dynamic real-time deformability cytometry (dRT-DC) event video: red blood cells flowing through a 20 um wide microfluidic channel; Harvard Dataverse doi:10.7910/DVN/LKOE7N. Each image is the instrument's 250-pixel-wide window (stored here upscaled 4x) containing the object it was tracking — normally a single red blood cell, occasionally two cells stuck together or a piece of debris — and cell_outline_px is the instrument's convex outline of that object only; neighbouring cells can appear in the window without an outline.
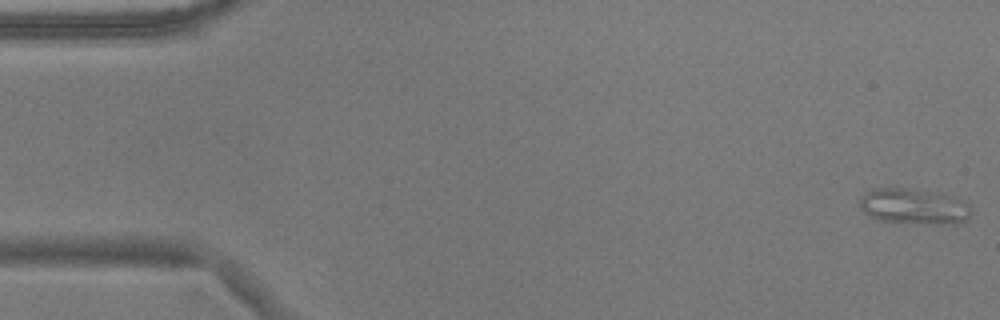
{"species": "common noctule bat (a hibernating species)", "species_latin": "Nyctalus noctula", "temperature_condition": "warm", "stored_images_in_passage": 54, "camera_frame_rate_fps": 3000, "um_per_image_px": 0.085, "animal": {"sex": "male", "body_mass_g": 17.9}, "frame": {"image": 1, "passage_image": 1, "time_ms": 0.0, "image_size_px": [1000, 320], "cell_outline_px": [[972, 216], [968, 220], [956, 224], [928, 224], [876, 220], [868, 216], [856, 204], [864, 192], [872, 188], [904, 188], [936, 192], [948, 196], [968, 204], [972, 208]], "centroid_in_image_um": [77.64, 17.56], "position_along_channel_um": 7.4, "area_um2": 23.58}}
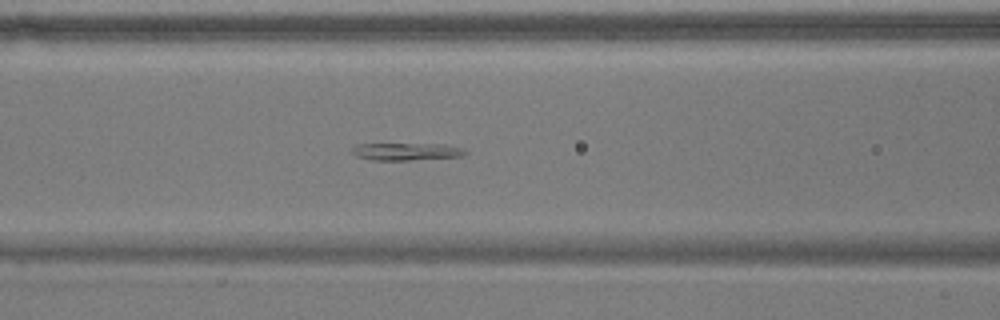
{"frame": {"image": 2, "passage_image": 22, "time_ms": 7.0, "image_size_px": [1000, 320], "cell_outline_px": [[468, 152], [460, 156], [412, 160], [372, 160], [356, 156], [348, 152], [356, 144], [444, 144], [464, 148]], "centroid_in_image_um": [34.49, 12.88], "position_along_channel_um": 132.1, "area_um2": 11.56}}
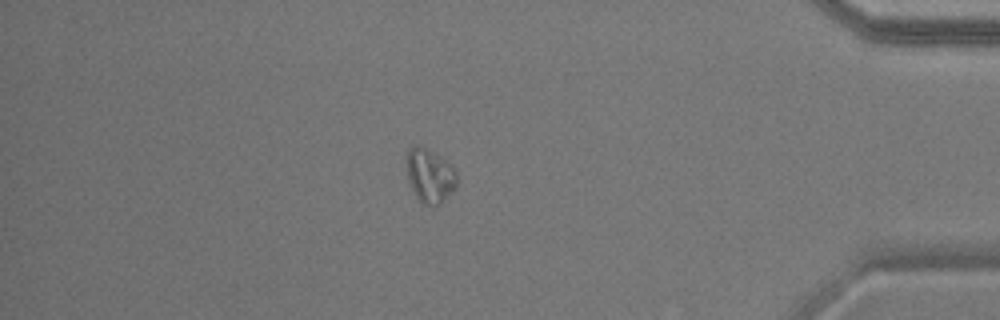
{"frame": {"image": 3, "passage_image": 47, "time_ms": 15.333, "image_size_px": [1000, 320], "cell_outline_px": [[456, 188], [440, 204], [424, 204], [416, 196], [408, 180], [408, 148], [420, 144], [440, 156], [452, 164], [456, 176]], "centroid_in_image_um": [36.56, 14.91], "position_along_channel_um": 398.6, "area_um2": 15.55}}